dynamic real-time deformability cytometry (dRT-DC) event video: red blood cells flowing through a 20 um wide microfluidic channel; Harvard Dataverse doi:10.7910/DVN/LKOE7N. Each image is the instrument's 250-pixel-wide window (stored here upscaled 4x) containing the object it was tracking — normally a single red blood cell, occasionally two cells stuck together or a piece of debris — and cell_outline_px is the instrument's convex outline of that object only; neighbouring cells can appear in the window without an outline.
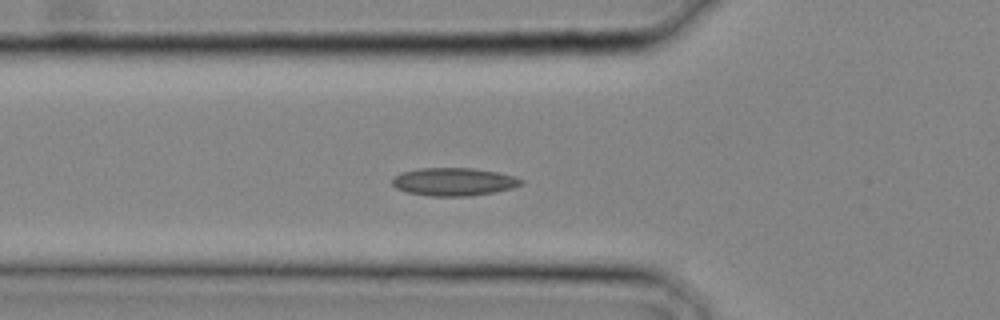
{"species": "common noctule bat (a hibernating species)", "species_latin": "Nyctalus noctula", "temperature_condition": "cold", "stored_images_in_passage": 24, "camera_frame_rate_fps": 3000, "um_per_image_px": 0.085, "animal": {"sex": "male", "body_mass_g": 20.4}, "frame": {"image": 1, "passage_image": 5, "time_ms": 1.333, "image_size_px": [1000, 320], "cell_outline_px": [[524, 184], [512, 188], [492, 192], [468, 196], [432, 196], [408, 192], [396, 188], [392, 184], [392, 176], [400, 172], [420, 168], [472, 168], [496, 172], [516, 176], [524, 180]], "centroid_in_image_um": [38.56, 15.44], "position_along_channel_um": 87.2, "area_um2": 21.04}}
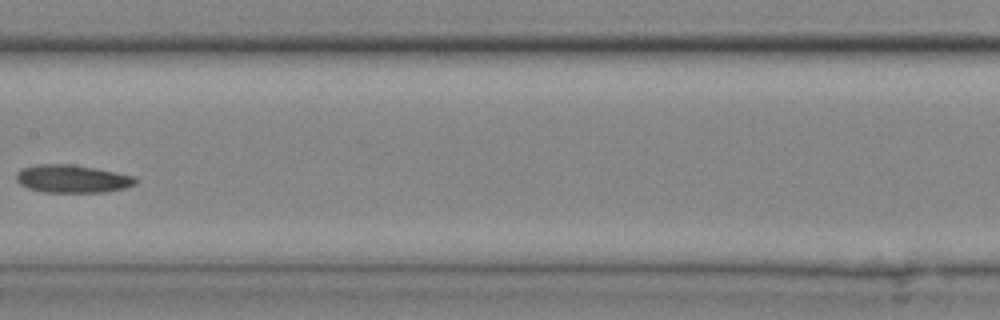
{"frame": {"image": 2, "passage_image": 10, "time_ms": 3.0, "image_size_px": [1000, 320], "cell_outline_px": [[140, 180], [136, 184], [124, 188], [104, 192], [44, 192], [28, 188], [20, 184], [16, 180], [16, 172], [24, 168], [36, 164], [72, 164], [96, 168], [136, 176]], "centroid_in_image_um": [6.18, 15.19], "position_along_channel_um": 201.2, "area_um2": 19.54}}
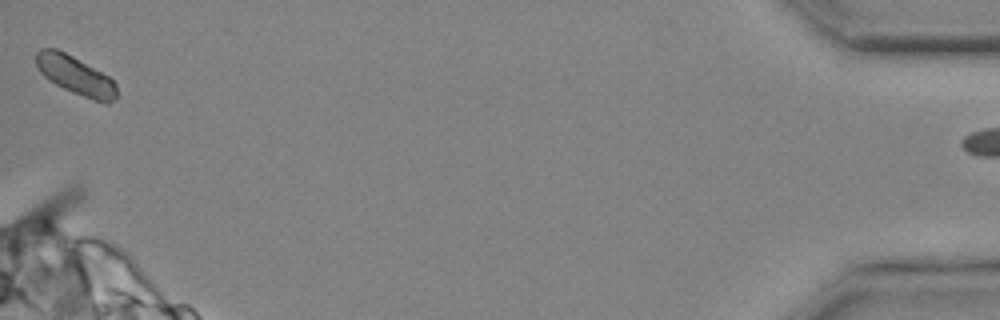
{"frame": {"image": 3, "passage_image": 23, "time_ms": 7.333, "image_size_px": [1000, 320], "cell_outline_px": [[116, 100], [108, 104], [92, 100], [72, 92], [48, 80], [40, 72], [36, 64], [36, 52], [40, 48], [56, 48], [72, 56], [108, 76], [116, 84]], "centroid_in_image_um": [6.41, 6.42], "position_along_channel_um": 428.8, "area_um2": 18.03}}